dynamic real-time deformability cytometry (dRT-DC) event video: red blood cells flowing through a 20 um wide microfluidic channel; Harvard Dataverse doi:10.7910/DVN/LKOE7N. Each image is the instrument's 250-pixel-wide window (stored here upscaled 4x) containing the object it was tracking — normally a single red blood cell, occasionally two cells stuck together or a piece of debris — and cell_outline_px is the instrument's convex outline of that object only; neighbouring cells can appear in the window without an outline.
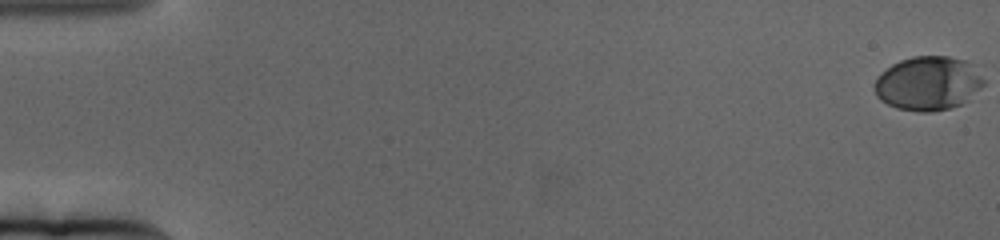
{"species": "human", "species_latin": "Homo sapiens", "temperature_condition": "cold", "stored_images_in_passage": 67, "camera_frame_rate_fps": 3000, "um_per_image_px": 0.085, "donor": {"sex": "female"}, "frame": {"image": 1, "passage_image": 1, "time_ms": 0.0, "image_size_px": [1000, 240], "cell_outline_px": [[984, 84], [980, 88], [960, 104], [948, 108], [932, 112], [920, 112], [896, 108], [880, 100], [876, 96], [872, 88], [872, 84], [880, 72], [892, 64], [900, 60], [912, 56], [948, 56], [964, 60], [984, 80]], "centroid_in_image_um": [78.78, 7.09], "position_along_channel_um": 6.2, "area_um2": 34.16}}
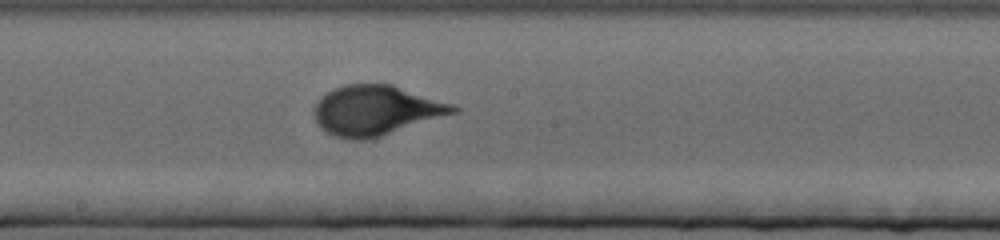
{"frame": {"image": 2, "passage_image": 38, "time_ms": 12.333, "image_size_px": [1000, 240], "cell_outline_px": [[460, 112], [368, 140], [352, 140], [336, 136], [320, 128], [312, 112], [320, 96], [332, 88], [344, 84], [392, 84], [456, 104], [460, 108]], "centroid_in_image_um": [31.99, 9.37], "position_along_channel_um": 216.2, "area_um2": 40.98}}
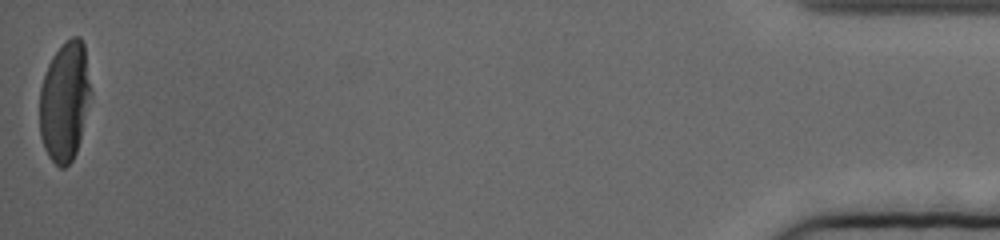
{"frame": {"image": 3, "passage_image": 67, "time_ms": 22.0, "image_size_px": [1000, 240], "cell_outline_px": [[92, 96], [76, 152], [72, 160], [64, 168], [60, 168], [48, 156], [44, 148], [40, 136], [40, 88], [48, 64], [52, 56], [72, 36], [80, 36], [84, 44], [92, 88]], "centroid_in_image_um": [5.52, 8.61], "position_along_channel_um": 429.7, "area_um2": 35.89}, "authors_computed_cell_mechanics": {"area_um2": 36.992, "velocity_mm_per_s": 3.1082, "shape_relaxation_time_tau1_ms": 4.0698, "shape_relaxation_time_tau2_ms": null, "deformation_change_tau1": 0.187, "deformation_change_tau2": null}}